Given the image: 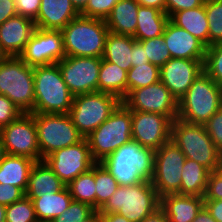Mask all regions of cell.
I'll list each match as a JSON object with an SVG mask.
<instances>
[{"mask_svg": "<svg viewBox=\"0 0 222 222\" xmlns=\"http://www.w3.org/2000/svg\"><path fill=\"white\" fill-rule=\"evenodd\" d=\"M61 32L66 56L102 58L109 32L105 20L78 15Z\"/></svg>", "mask_w": 222, "mask_h": 222, "instance_id": "cell-1", "label": "cell"}, {"mask_svg": "<svg viewBox=\"0 0 222 222\" xmlns=\"http://www.w3.org/2000/svg\"><path fill=\"white\" fill-rule=\"evenodd\" d=\"M34 95L33 113L69 114L74 97L58 64L34 67Z\"/></svg>", "mask_w": 222, "mask_h": 222, "instance_id": "cell-2", "label": "cell"}, {"mask_svg": "<svg viewBox=\"0 0 222 222\" xmlns=\"http://www.w3.org/2000/svg\"><path fill=\"white\" fill-rule=\"evenodd\" d=\"M159 207L157 191L151 181L144 180L131 186L119 185L99 212L118 213L130 222H141Z\"/></svg>", "mask_w": 222, "mask_h": 222, "instance_id": "cell-3", "label": "cell"}, {"mask_svg": "<svg viewBox=\"0 0 222 222\" xmlns=\"http://www.w3.org/2000/svg\"><path fill=\"white\" fill-rule=\"evenodd\" d=\"M221 107L222 87L203 72L178 102L177 118L204 125Z\"/></svg>", "mask_w": 222, "mask_h": 222, "instance_id": "cell-4", "label": "cell"}, {"mask_svg": "<svg viewBox=\"0 0 222 222\" xmlns=\"http://www.w3.org/2000/svg\"><path fill=\"white\" fill-rule=\"evenodd\" d=\"M170 140L181 149L186 158L196 161L210 172L222 164V153L211 140L204 125L176 118L172 122Z\"/></svg>", "mask_w": 222, "mask_h": 222, "instance_id": "cell-5", "label": "cell"}, {"mask_svg": "<svg viewBox=\"0 0 222 222\" xmlns=\"http://www.w3.org/2000/svg\"><path fill=\"white\" fill-rule=\"evenodd\" d=\"M85 138L92 158L102 162L132 140V111L121 103L107 120Z\"/></svg>", "mask_w": 222, "mask_h": 222, "instance_id": "cell-6", "label": "cell"}, {"mask_svg": "<svg viewBox=\"0 0 222 222\" xmlns=\"http://www.w3.org/2000/svg\"><path fill=\"white\" fill-rule=\"evenodd\" d=\"M0 94L8 97L22 113H33L34 67L19 56L8 57L0 64Z\"/></svg>", "mask_w": 222, "mask_h": 222, "instance_id": "cell-7", "label": "cell"}, {"mask_svg": "<svg viewBox=\"0 0 222 222\" xmlns=\"http://www.w3.org/2000/svg\"><path fill=\"white\" fill-rule=\"evenodd\" d=\"M37 128L41 159L54 151L79 143L84 136L77 130L69 114L30 113Z\"/></svg>", "mask_w": 222, "mask_h": 222, "instance_id": "cell-8", "label": "cell"}, {"mask_svg": "<svg viewBox=\"0 0 222 222\" xmlns=\"http://www.w3.org/2000/svg\"><path fill=\"white\" fill-rule=\"evenodd\" d=\"M122 101L108 93L91 92L73 97L69 116L85 137L97 129L116 110Z\"/></svg>", "mask_w": 222, "mask_h": 222, "instance_id": "cell-9", "label": "cell"}, {"mask_svg": "<svg viewBox=\"0 0 222 222\" xmlns=\"http://www.w3.org/2000/svg\"><path fill=\"white\" fill-rule=\"evenodd\" d=\"M185 160V155L172 140L155 151L151 182L159 198L180 194L181 173Z\"/></svg>", "mask_w": 222, "mask_h": 222, "instance_id": "cell-10", "label": "cell"}, {"mask_svg": "<svg viewBox=\"0 0 222 222\" xmlns=\"http://www.w3.org/2000/svg\"><path fill=\"white\" fill-rule=\"evenodd\" d=\"M1 136L6 153L43 161L38 144L37 128L34 117L23 113L18 119L1 128Z\"/></svg>", "mask_w": 222, "mask_h": 222, "instance_id": "cell-11", "label": "cell"}, {"mask_svg": "<svg viewBox=\"0 0 222 222\" xmlns=\"http://www.w3.org/2000/svg\"><path fill=\"white\" fill-rule=\"evenodd\" d=\"M43 161L66 186L97 163L92 158L86 138L79 143L54 151Z\"/></svg>", "mask_w": 222, "mask_h": 222, "instance_id": "cell-12", "label": "cell"}, {"mask_svg": "<svg viewBox=\"0 0 222 222\" xmlns=\"http://www.w3.org/2000/svg\"><path fill=\"white\" fill-rule=\"evenodd\" d=\"M122 103L131 111L159 113L172 121L178 115V101L161 81L131 90Z\"/></svg>", "mask_w": 222, "mask_h": 222, "instance_id": "cell-13", "label": "cell"}, {"mask_svg": "<svg viewBox=\"0 0 222 222\" xmlns=\"http://www.w3.org/2000/svg\"><path fill=\"white\" fill-rule=\"evenodd\" d=\"M102 58L66 56L57 64L73 96L98 91Z\"/></svg>", "mask_w": 222, "mask_h": 222, "instance_id": "cell-14", "label": "cell"}, {"mask_svg": "<svg viewBox=\"0 0 222 222\" xmlns=\"http://www.w3.org/2000/svg\"><path fill=\"white\" fill-rule=\"evenodd\" d=\"M19 57L31 67L57 64L66 57L61 30L37 28Z\"/></svg>", "mask_w": 222, "mask_h": 222, "instance_id": "cell-15", "label": "cell"}, {"mask_svg": "<svg viewBox=\"0 0 222 222\" xmlns=\"http://www.w3.org/2000/svg\"><path fill=\"white\" fill-rule=\"evenodd\" d=\"M172 122L163 114L132 111V140L156 151L171 139Z\"/></svg>", "mask_w": 222, "mask_h": 222, "instance_id": "cell-16", "label": "cell"}, {"mask_svg": "<svg viewBox=\"0 0 222 222\" xmlns=\"http://www.w3.org/2000/svg\"><path fill=\"white\" fill-rule=\"evenodd\" d=\"M204 60L171 58L160 68V81L179 102L203 72Z\"/></svg>", "mask_w": 222, "mask_h": 222, "instance_id": "cell-17", "label": "cell"}, {"mask_svg": "<svg viewBox=\"0 0 222 222\" xmlns=\"http://www.w3.org/2000/svg\"><path fill=\"white\" fill-rule=\"evenodd\" d=\"M163 39L171 58L204 60L206 46L183 28L167 22Z\"/></svg>", "mask_w": 222, "mask_h": 222, "instance_id": "cell-18", "label": "cell"}, {"mask_svg": "<svg viewBox=\"0 0 222 222\" xmlns=\"http://www.w3.org/2000/svg\"><path fill=\"white\" fill-rule=\"evenodd\" d=\"M37 29L31 19L15 15L0 25V44L9 57L19 56Z\"/></svg>", "mask_w": 222, "mask_h": 222, "instance_id": "cell-19", "label": "cell"}, {"mask_svg": "<svg viewBox=\"0 0 222 222\" xmlns=\"http://www.w3.org/2000/svg\"><path fill=\"white\" fill-rule=\"evenodd\" d=\"M80 15L70 0H41L36 20L37 28L62 30Z\"/></svg>", "mask_w": 222, "mask_h": 222, "instance_id": "cell-20", "label": "cell"}, {"mask_svg": "<svg viewBox=\"0 0 222 222\" xmlns=\"http://www.w3.org/2000/svg\"><path fill=\"white\" fill-rule=\"evenodd\" d=\"M160 207L169 222H192L204 207V197L170 194L160 198Z\"/></svg>", "mask_w": 222, "mask_h": 222, "instance_id": "cell-21", "label": "cell"}, {"mask_svg": "<svg viewBox=\"0 0 222 222\" xmlns=\"http://www.w3.org/2000/svg\"><path fill=\"white\" fill-rule=\"evenodd\" d=\"M155 151L142 147L138 142H130L120 146L115 152L107 156L103 161L134 162L138 172L148 181L153 176Z\"/></svg>", "mask_w": 222, "mask_h": 222, "instance_id": "cell-22", "label": "cell"}, {"mask_svg": "<svg viewBox=\"0 0 222 222\" xmlns=\"http://www.w3.org/2000/svg\"><path fill=\"white\" fill-rule=\"evenodd\" d=\"M66 185L44 162H35L29 174L25 196L33 200L46 193H54L64 189Z\"/></svg>", "mask_w": 222, "mask_h": 222, "instance_id": "cell-23", "label": "cell"}, {"mask_svg": "<svg viewBox=\"0 0 222 222\" xmlns=\"http://www.w3.org/2000/svg\"><path fill=\"white\" fill-rule=\"evenodd\" d=\"M139 5L136 0H119L105 19L109 31L133 36L137 27Z\"/></svg>", "mask_w": 222, "mask_h": 222, "instance_id": "cell-24", "label": "cell"}, {"mask_svg": "<svg viewBox=\"0 0 222 222\" xmlns=\"http://www.w3.org/2000/svg\"><path fill=\"white\" fill-rule=\"evenodd\" d=\"M169 20L209 47V24L204 3L193 9L177 11L169 17Z\"/></svg>", "mask_w": 222, "mask_h": 222, "instance_id": "cell-25", "label": "cell"}, {"mask_svg": "<svg viewBox=\"0 0 222 222\" xmlns=\"http://www.w3.org/2000/svg\"><path fill=\"white\" fill-rule=\"evenodd\" d=\"M35 162L27 157L7 154L0 163V183L16 186L25 193Z\"/></svg>", "mask_w": 222, "mask_h": 222, "instance_id": "cell-26", "label": "cell"}, {"mask_svg": "<svg viewBox=\"0 0 222 222\" xmlns=\"http://www.w3.org/2000/svg\"><path fill=\"white\" fill-rule=\"evenodd\" d=\"M137 20L133 38L141 41L162 36L169 16L157 8L139 5Z\"/></svg>", "mask_w": 222, "mask_h": 222, "instance_id": "cell-27", "label": "cell"}, {"mask_svg": "<svg viewBox=\"0 0 222 222\" xmlns=\"http://www.w3.org/2000/svg\"><path fill=\"white\" fill-rule=\"evenodd\" d=\"M72 200L67 186L61 191L46 193L34 198L32 201L37 221L51 222L68 208Z\"/></svg>", "mask_w": 222, "mask_h": 222, "instance_id": "cell-28", "label": "cell"}, {"mask_svg": "<svg viewBox=\"0 0 222 222\" xmlns=\"http://www.w3.org/2000/svg\"><path fill=\"white\" fill-rule=\"evenodd\" d=\"M135 39L130 35L108 32L102 58L119 68L129 71L132 67V48Z\"/></svg>", "mask_w": 222, "mask_h": 222, "instance_id": "cell-29", "label": "cell"}, {"mask_svg": "<svg viewBox=\"0 0 222 222\" xmlns=\"http://www.w3.org/2000/svg\"><path fill=\"white\" fill-rule=\"evenodd\" d=\"M98 91L112 94L122 101L127 95V71L102 58Z\"/></svg>", "mask_w": 222, "mask_h": 222, "instance_id": "cell-30", "label": "cell"}, {"mask_svg": "<svg viewBox=\"0 0 222 222\" xmlns=\"http://www.w3.org/2000/svg\"><path fill=\"white\" fill-rule=\"evenodd\" d=\"M210 171L194 160L186 158L182 167L180 195L204 197Z\"/></svg>", "mask_w": 222, "mask_h": 222, "instance_id": "cell-31", "label": "cell"}, {"mask_svg": "<svg viewBox=\"0 0 222 222\" xmlns=\"http://www.w3.org/2000/svg\"><path fill=\"white\" fill-rule=\"evenodd\" d=\"M74 201L89 204L96 210L95 165L67 185Z\"/></svg>", "mask_w": 222, "mask_h": 222, "instance_id": "cell-32", "label": "cell"}, {"mask_svg": "<svg viewBox=\"0 0 222 222\" xmlns=\"http://www.w3.org/2000/svg\"><path fill=\"white\" fill-rule=\"evenodd\" d=\"M118 186V182L108 169L101 162H97L95 164L96 211L105 205Z\"/></svg>", "mask_w": 222, "mask_h": 222, "instance_id": "cell-33", "label": "cell"}, {"mask_svg": "<svg viewBox=\"0 0 222 222\" xmlns=\"http://www.w3.org/2000/svg\"><path fill=\"white\" fill-rule=\"evenodd\" d=\"M160 81V68L151 63L131 67L127 72V94Z\"/></svg>", "mask_w": 222, "mask_h": 222, "instance_id": "cell-34", "label": "cell"}, {"mask_svg": "<svg viewBox=\"0 0 222 222\" xmlns=\"http://www.w3.org/2000/svg\"><path fill=\"white\" fill-rule=\"evenodd\" d=\"M121 186H131L146 180L134 166V162L102 161L101 162Z\"/></svg>", "mask_w": 222, "mask_h": 222, "instance_id": "cell-35", "label": "cell"}, {"mask_svg": "<svg viewBox=\"0 0 222 222\" xmlns=\"http://www.w3.org/2000/svg\"><path fill=\"white\" fill-rule=\"evenodd\" d=\"M209 24V46L222 43V0H204Z\"/></svg>", "mask_w": 222, "mask_h": 222, "instance_id": "cell-36", "label": "cell"}, {"mask_svg": "<svg viewBox=\"0 0 222 222\" xmlns=\"http://www.w3.org/2000/svg\"><path fill=\"white\" fill-rule=\"evenodd\" d=\"M5 222H38L34 204L27 196L6 206Z\"/></svg>", "mask_w": 222, "mask_h": 222, "instance_id": "cell-37", "label": "cell"}, {"mask_svg": "<svg viewBox=\"0 0 222 222\" xmlns=\"http://www.w3.org/2000/svg\"><path fill=\"white\" fill-rule=\"evenodd\" d=\"M203 69L216 84L222 87V43L206 48Z\"/></svg>", "mask_w": 222, "mask_h": 222, "instance_id": "cell-38", "label": "cell"}, {"mask_svg": "<svg viewBox=\"0 0 222 222\" xmlns=\"http://www.w3.org/2000/svg\"><path fill=\"white\" fill-rule=\"evenodd\" d=\"M145 49L146 58L149 63L161 68L171 59L168 47L164 42L163 35L155 38L139 41Z\"/></svg>", "mask_w": 222, "mask_h": 222, "instance_id": "cell-39", "label": "cell"}, {"mask_svg": "<svg viewBox=\"0 0 222 222\" xmlns=\"http://www.w3.org/2000/svg\"><path fill=\"white\" fill-rule=\"evenodd\" d=\"M93 211L89 204L72 200L68 208L51 222H79L86 219Z\"/></svg>", "mask_w": 222, "mask_h": 222, "instance_id": "cell-40", "label": "cell"}, {"mask_svg": "<svg viewBox=\"0 0 222 222\" xmlns=\"http://www.w3.org/2000/svg\"><path fill=\"white\" fill-rule=\"evenodd\" d=\"M119 0H89L80 15L105 20Z\"/></svg>", "mask_w": 222, "mask_h": 222, "instance_id": "cell-41", "label": "cell"}, {"mask_svg": "<svg viewBox=\"0 0 222 222\" xmlns=\"http://www.w3.org/2000/svg\"><path fill=\"white\" fill-rule=\"evenodd\" d=\"M204 127L217 149L222 153V107L210 117Z\"/></svg>", "mask_w": 222, "mask_h": 222, "instance_id": "cell-42", "label": "cell"}, {"mask_svg": "<svg viewBox=\"0 0 222 222\" xmlns=\"http://www.w3.org/2000/svg\"><path fill=\"white\" fill-rule=\"evenodd\" d=\"M23 113L5 95L0 94V128L18 119Z\"/></svg>", "mask_w": 222, "mask_h": 222, "instance_id": "cell-43", "label": "cell"}, {"mask_svg": "<svg viewBox=\"0 0 222 222\" xmlns=\"http://www.w3.org/2000/svg\"><path fill=\"white\" fill-rule=\"evenodd\" d=\"M204 200H222V164L210 172Z\"/></svg>", "mask_w": 222, "mask_h": 222, "instance_id": "cell-44", "label": "cell"}, {"mask_svg": "<svg viewBox=\"0 0 222 222\" xmlns=\"http://www.w3.org/2000/svg\"><path fill=\"white\" fill-rule=\"evenodd\" d=\"M18 15L35 21L40 9L41 0H13Z\"/></svg>", "mask_w": 222, "mask_h": 222, "instance_id": "cell-45", "label": "cell"}, {"mask_svg": "<svg viewBox=\"0 0 222 222\" xmlns=\"http://www.w3.org/2000/svg\"><path fill=\"white\" fill-rule=\"evenodd\" d=\"M25 193L18 187L0 183V204L8 206L20 200Z\"/></svg>", "mask_w": 222, "mask_h": 222, "instance_id": "cell-46", "label": "cell"}, {"mask_svg": "<svg viewBox=\"0 0 222 222\" xmlns=\"http://www.w3.org/2000/svg\"><path fill=\"white\" fill-rule=\"evenodd\" d=\"M203 3L204 0H166V14L170 17L177 11L193 9Z\"/></svg>", "mask_w": 222, "mask_h": 222, "instance_id": "cell-47", "label": "cell"}, {"mask_svg": "<svg viewBox=\"0 0 222 222\" xmlns=\"http://www.w3.org/2000/svg\"><path fill=\"white\" fill-rule=\"evenodd\" d=\"M132 67L140 66V64L149 63V60L146 58L145 49L143 45L135 40L132 48Z\"/></svg>", "mask_w": 222, "mask_h": 222, "instance_id": "cell-48", "label": "cell"}, {"mask_svg": "<svg viewBox=\"0 0 222 222\" xmlns=\"http://www.w3.org/2000/svg\"><path fill=\"white\" fill-rule=\"evenodd\" d=\"M17 15L13 0H0V25L9 18Z\"/></svg>", "mask_w": 222, "mask_h": 222, "instance_id": "cell-49", "label": "cell"}, {"mask_svg": "<svg viewBox=\"0 0 222 222\" xmlns=\"http://www.w3.org/2000/svg\"><path fill=\"white\" fill-rule=\"evenodd\" d=\"M204 207L217 222H222V200H204Z\"/></svg>", "mask_w": 222, "mask_h": 222, "instance_id": "cell-50", "label": "cell"}, {"mask_svg": "<svg viewBox=\"0 0 222 222\" xmlns=\"http://www.w3.org/2000/svg\"><path fill=\"white\" fill-rule=\"evenodd\" d=\"M141 222H169L164 210L159 207Z\"/></svg>", "mask_w": 222, "mask_h": 222, "instance_id": "cell-51", "label": "cell"}, {"mask_svg": "<svg viewBox=\"0 0 222 222\" xmlns=\"http://www.w3.org/2000/svg\"><path fill=\"white\" fill-rule=\"evenodd\" d=\"M101 222H130L125 216L118 213H100Z\"/></svg>", "mask_w": 222, "mask_h": 222, "instance_id": "cell-52", "label": "cell"}, {"mask_svg": "<svg viewBox=\"0 0 222 222\" xmlns=\"http://www.w3.org/2000/svg\"><path fill=\"white\" fill-rule=\"evenodd\" d=\"M140 5L146 7H154L166 12V0H136Z\"/></svg>", "mask_w": 222, "mask_h": 222, "instance_id": "cell-53", "label": "cell"}, {"mask_svg": "<svg viewBox=\"0 0 222 222\" xmlns=\"http://www.w3.org/2000/svg\"><path fill=\"white\" fill-rule=\"evenodd\" d=\"M192 222H217V221L210 215L207 209L203 207Z\"/></svg>", "mask_w": 222, "mask_h": 222, "instance_id": "cell-54", "label": "cell"}, {"mask_svg": "<svg viewBox=\"0 0 222 222\" xmlns=\"http://www.w3.org/2000/svg\"><path fill=\"white\" fill-rule=\"evenodd\" d=\"M79 222H101L100 212L94 210L86 219Z\"/></svg>", "mask_w": 222, "mask_h": 222, "instance_id": "cell-55", "label": "cell"}, {"mask_svg": "<svg viewBox=\"0 0 222 222\" xmlns=\"http://www.w3.org/2000/svg\"><path fill=\"white\" fill-rule=\"evenodd\" d=\"M74 7L81 12L87 5L89 0H70Z\"/></svg>", "mask_w": 222, "mask_h": 222, "instance_id": "cell-56", "label": "cell"}, {"mask_svg": "<svg viewBox=\"0 0 222 222\" xmlns=\"http://www.w3.org/2000/svg\"><path fill=\"white\" fill-rule=\"evenodd\" d=\"M6 155L7 153L3 144L2 136L0 134V163Z\"/></svg>", "mask_w": 222, "mask_h": 222, "instance_id": "cell-57", "label": "cell"}, {"mask_svg": "<svg viewBox=\"0 0 222 222\" xmlns=\"http://www.w3.org/2000/svg\"><path fill=\"white\" fill-rule=\"evenodd\" d=\"M6 206L0 204V222H5Z\"/></svg>", "mask_w": 222, "mask_h": 222, "instance_id": "cell-58", "label": "cell"}, {"mask_svg": "<svg viewBox=\"0 0 222 222\" xmlns=\"http://www.w3.org/2000/svg\"><path fill=\"white\" fill-rule=\"evenodd\" d=\"M8 57H9L8 54L3 50L0 44V64L4 62Z\"/></svg>", "mask_w": 222, "mask_h": 222, "instance_id": "cell-59", "label": "cell"}]
</instances>
